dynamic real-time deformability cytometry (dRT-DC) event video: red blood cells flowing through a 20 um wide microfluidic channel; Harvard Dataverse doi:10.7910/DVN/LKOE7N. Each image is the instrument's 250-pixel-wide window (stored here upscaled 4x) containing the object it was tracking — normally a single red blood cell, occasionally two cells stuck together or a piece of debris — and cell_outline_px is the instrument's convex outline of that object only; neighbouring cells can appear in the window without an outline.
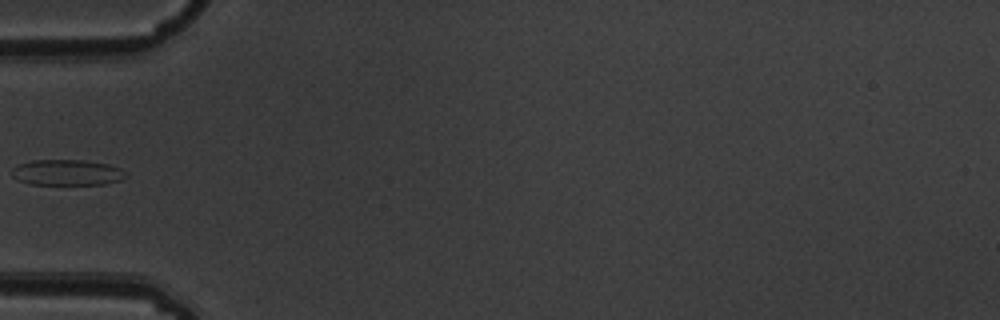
{"species": "common noctule bat (a hibernating species)", "species_latin": "Nyctalus noctula", "temperature_condition": "warm", "stored_images_in_passage": 7, "camera_frame_rate_fps": 3000, "um_per_image_px": 0.085, "animal": {"sex": "male", "body_mass_g": 19.5, "forearm_length_mm": 54.6}, "frame": {"image": 1, "passage_image": 6, "time_ms": 1.667, "image_size_px": [1000, 320], "cell_outline_px": [[128, 176], [120, 180], [104, 184], [28, 184], [12, 176], [12, 168], [16, 164], [32, 160], [84, 160], [108, 164], [120, 168]], "centroid_in_image_um": [5.68, 14.65], "position_along_channel_um": 79.3, "area_um2": 17.11}}
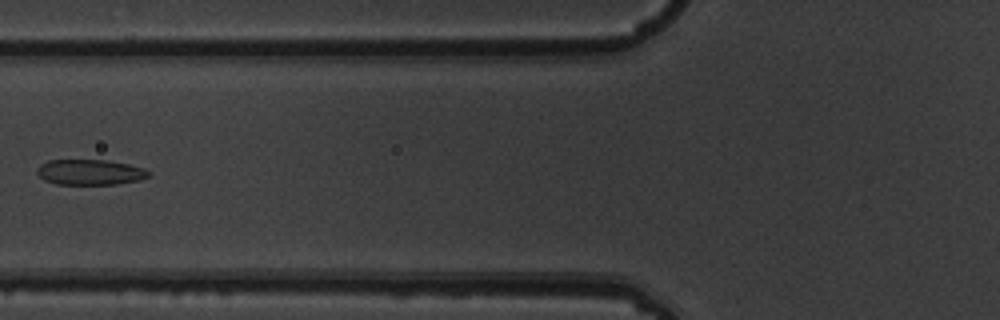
{"frame": {"image": 2, "passage_image": 7, "time_ms": 2.0, "image_size_px": [1000, 320], "cell_outline_px": [[152, 176], [136, 180], [116, 184], [56, 184], [44, 180], [36, 172], [36, 168], [40, 164], [48, 160], [108, 160], [128, 164], [144, 168], [152, 172]], "centroid_in_image_um": [7.66, 14.63], "position_along_channel_um": 118.1, "area_um2": 16.65}}